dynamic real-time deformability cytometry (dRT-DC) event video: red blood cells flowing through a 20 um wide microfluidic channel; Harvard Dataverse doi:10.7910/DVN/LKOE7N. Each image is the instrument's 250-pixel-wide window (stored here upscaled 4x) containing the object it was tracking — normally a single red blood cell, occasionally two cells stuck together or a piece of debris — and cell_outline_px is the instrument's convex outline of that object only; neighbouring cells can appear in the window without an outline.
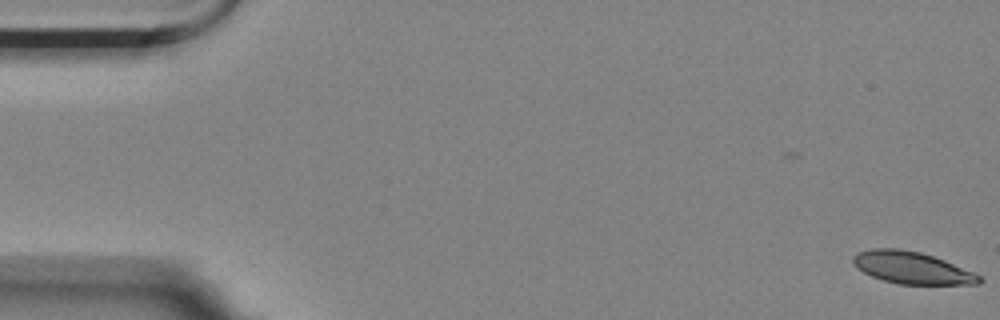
{"species": "Egyptian fruit bat (a non-hibernating species)", "species_latin": "Rousettus aegyptiacus", "temperature_condition": "room temperature", "stored_images_in_passage": 58, "camera_frame_rate_fps": 3000, "um_per_image_px": 0.085, "animal": {"sex": "female"}, "frame": {"image": 1, "passage_image": 1, "time_ms": 0.0, "image_size_px": [1000, 320], "cell_outline_px": [[984, 280], [980, 284], [900, 284], [884, 280], [872, 276], [864, 272], [852, 260], [852, 256], [856, 252], [872, 248], [900, 248], [920, 252], [944, 260], [972, 272], [980, 276]], "centroid_in_image_um": [77.51, 22.75], "position_along_channel_um": 7.5, "area_um2": 23.29}}
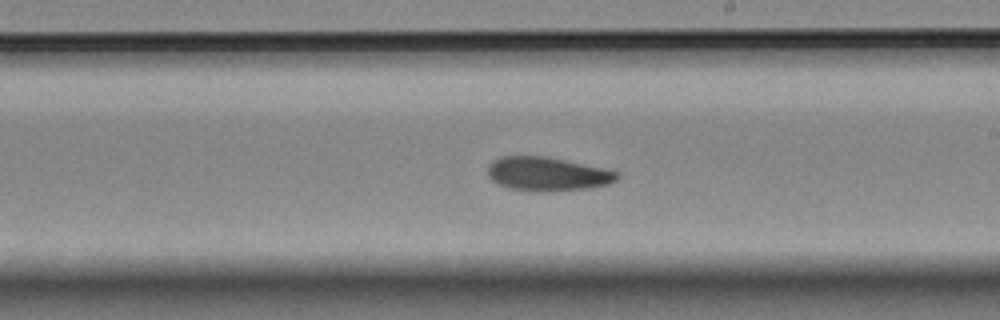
{"frame": {"image": 2, "passage_image": 33, "time_ms": 10.667, "image_size_px": [1000, 320], "cell_outline_px": [[620, 176], [616, 180], [608, 184], [588, 188], [548, 192], [536, 192], [508, 188], [492, 180], [488, 176], [488, 168], [492, 160], [500, 156], [548, 156], [600, 168], [616, 172]], "centroid_in_image_um": [46.48, 14.79], "position_along_channel_um": 242.5, "area_um2": 25.43}}
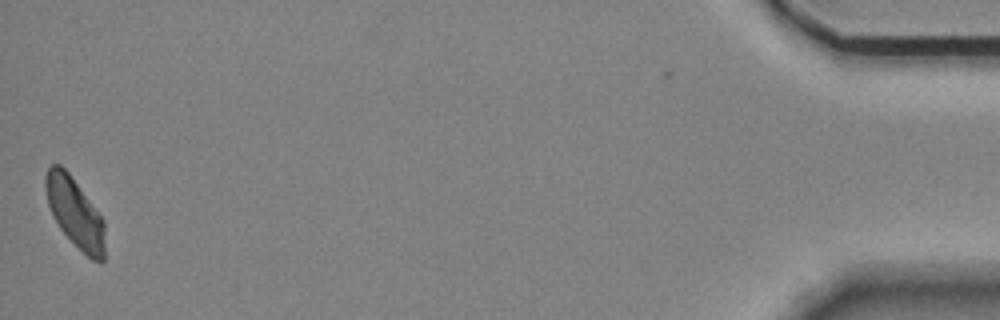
{"frame": {"image": 3, "passage_image": 57, "time_ms": 18.667, "image_size_px": [1000, 320], "cell_outline_px": [[104, 260], [100, 264], [92, 260], [60, 228], [52, 216], [48, 204], [44, 188], [44, 176], [48, 168], [52, 164], [60, 164], [68, 172], [104, 220]], "centroid_in_image_um": [6.35, 18.05], "position_along_channel_um": 428.9, "area_um2": 23.76}, "authors_computed_cell_mechanics": {"area_um2": 25.0274, "velocity_mm_per_s": 3.4839, "shape_relaxation_time_tau1_ms": 10.335, "shape_relaxation_time_tau2_ms": null, "deformation_change_tau1": 0.1743, "deformation_change_tau2": null}}